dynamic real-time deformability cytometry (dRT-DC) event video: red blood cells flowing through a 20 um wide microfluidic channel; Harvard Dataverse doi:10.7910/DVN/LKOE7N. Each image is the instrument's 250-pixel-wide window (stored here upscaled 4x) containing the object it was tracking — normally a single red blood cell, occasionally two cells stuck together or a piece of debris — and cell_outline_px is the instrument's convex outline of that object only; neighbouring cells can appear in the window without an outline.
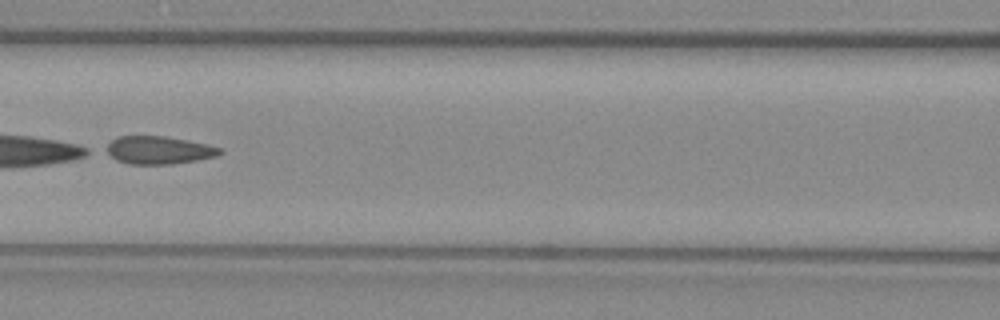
{"species": "common noctule bat (a hibernating species)", "species_latin": "Nyctalus noctula", "temperature_condition": "warm", "stored_images_in_passage": 42, "camera_frame_rate_fps": 3000, "um_per_image_px": 0.085, "animal": {"sex": "female", "body_mass_g": 29.2, "forearm_length_mm": 56.3}, "frame": {"image": 1, "passage_image": 13, "time_ms": 4.0, "image_size_px": [1000, 320], "cell_outline_px": [[224, 152], [216, 156], [196, 160], [172, 164], [128, 164], [116, 160], [104, 152], [100, 148], [112, 140], [120, 136], [164, 136], [208, 144], [220, 148]], "centroid_in_image_um": [13.41, 12.76], "position_along_channel_um": 153.2, "area_um2": 18.67}}
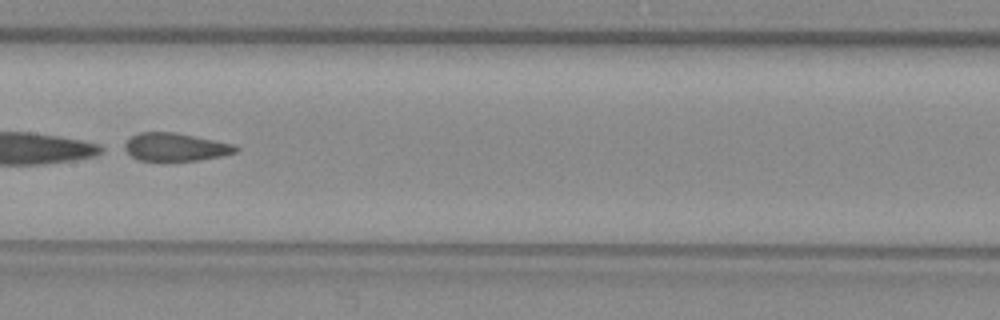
{"frame": {"image": 2, "passage_image": 16, "time_ms": 5.0, "image_size_px": [1000, 320], "cell_outline_px": [[240, 148], [236, 152], [220, 156], [200, 160], [136, 160], [120, 148], [132, 136], [140, 132], [176, 132], [236, 144]], "centroid_in_image_um": [14.9, 12.49], "position_along_channel_um": 192.5, "area_um2": 18.32}}